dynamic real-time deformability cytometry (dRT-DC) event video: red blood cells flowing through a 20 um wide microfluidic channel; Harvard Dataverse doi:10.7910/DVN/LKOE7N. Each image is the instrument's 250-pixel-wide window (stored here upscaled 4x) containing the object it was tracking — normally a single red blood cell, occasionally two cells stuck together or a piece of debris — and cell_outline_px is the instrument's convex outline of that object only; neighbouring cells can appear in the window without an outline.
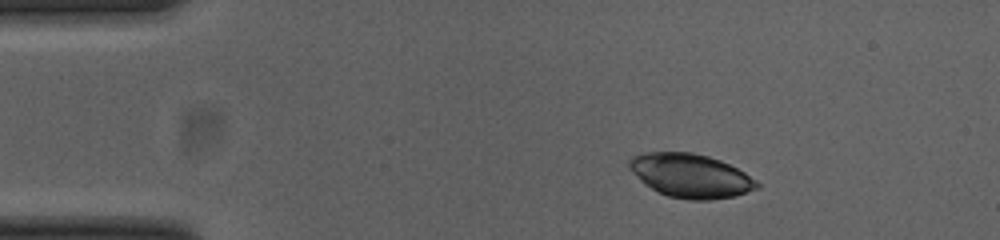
{"species": "common noctule bat (a hibernating species)", "species_latin": "Nyctalus noctula", "temperature_condition": "cold", "stored_images_in_passage": 52, "camera_frame_rate_fps": 3000, "um_per_image_px": 0.085, "animal": {"sex": "female", "body_mass_g": 23.0, "forearm_length_mm": 53.4}, "frame": {"image": 1, "passage_image": 8, "time_ms": 2.333, "image_size_px": [1000, 240], "cell_outline_px": [[760, 188], [736, 196], [708, 200], [688, 200], [668, 196], [644, 184], [632, 172], [628, 164], [628, 160], [632, 156], [648, 152], [692, 152], [708, 156], [720, 160], [744, 172], [756, 180], [760, 184]], "centroid_in_image_um": [58.71, 14.94], "position_along_channel_um": 26.3, "area_um2": 32.6}}